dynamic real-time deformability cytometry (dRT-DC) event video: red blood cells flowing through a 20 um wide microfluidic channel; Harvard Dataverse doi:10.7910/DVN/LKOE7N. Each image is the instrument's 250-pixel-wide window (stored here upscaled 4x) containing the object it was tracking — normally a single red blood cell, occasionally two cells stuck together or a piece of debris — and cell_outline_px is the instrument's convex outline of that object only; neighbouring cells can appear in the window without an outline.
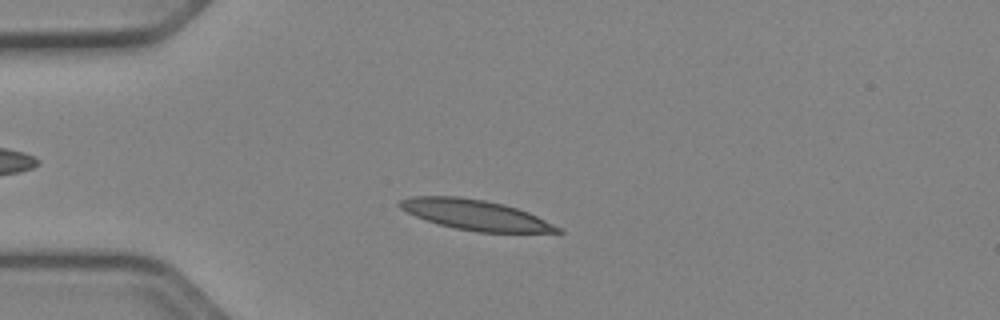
{"species": "Egyptian fruit bat (a non-hibernating species)", "species_latin": "Rousettus aegyptiacus", "temperature_condition": "cold", "stored_images_in_passage": 48, "camera_frame_rate_fps": 3000, "um_per_image_px": 0.085, "animal": {"sex": "female"}, "frame": {"image": 1, "passage_image": 10, "time_ms": 3.0, "image_size_px": [1000, 320], "cell_outline_px": [[564, 232], [476, 232], [456, 228], [440, 224], [416, 216], [400, 208], [396, 204], [400, 200], [412, 196], [460, 196], [484, 200], [504, 204], [528, 212], [564, 228]], "centroid_in_image_um": [40.44, 18.26], "position_along_channel_um": 44.6, "area_um2": 27.69}}
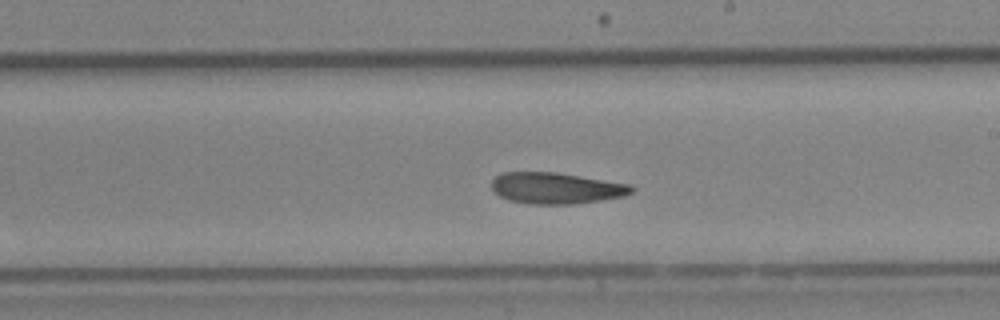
{"frame": {"image": 2, "passage_image": 27, "time_ms": 8.667, "image_size_px": [1000, 320], "cell_outline_px": [[636, 188], [632, 192], [624, 196], [600, 200], [572, 204], [528, 204], [508, 200], [500, 196], [492, 188], [492, 180], [496, 176], [504, 172], [556, 172], [632, 184]], "centroid_in_image_um": [47.29, 15.99], "position_along_channel_um": 241.7, "area_um2": 25.55}}
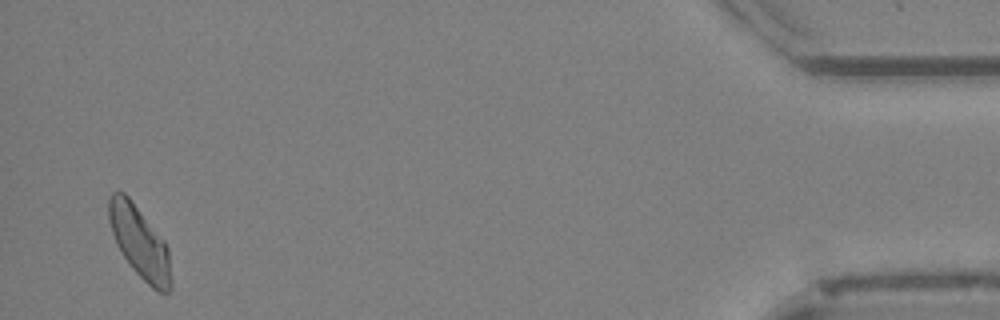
{"frame": {"image": 3, "passage_image": 47, "time_ms": 15.333, "image_size_px": [1000, 320], "cell_outline_px": [[172, 288], [168, 292], [156, 292], [132, 268], [116, 244], [112, 232], [108, 216], [108, 196], [112, 192], [124, 192], [128, 196], [164, 240], [168, 248], [172, 284]], "centroid_in_image_um": [11.87, 20.6], "position_along_channel_um": 423.3, "area_um2": 25.89}}